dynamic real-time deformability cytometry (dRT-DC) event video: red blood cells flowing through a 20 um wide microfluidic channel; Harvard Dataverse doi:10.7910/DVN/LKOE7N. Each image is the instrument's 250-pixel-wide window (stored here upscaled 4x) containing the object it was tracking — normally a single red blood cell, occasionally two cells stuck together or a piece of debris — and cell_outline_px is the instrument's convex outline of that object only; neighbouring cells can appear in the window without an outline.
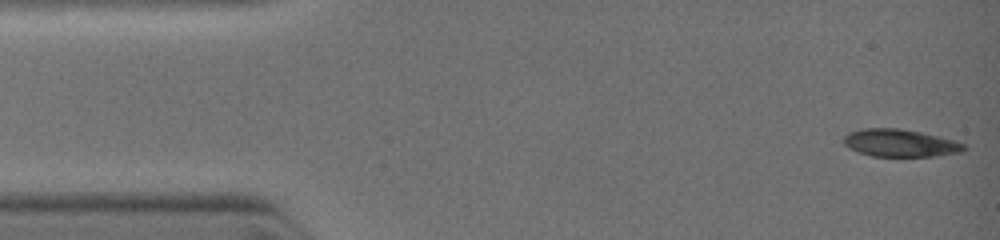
{"species": "common noctule bat (a hibernating species)", "species_latin": "Nyctalus noctula", "temperature_condition": "warm", "stored_images_in_passage": 6, "camera_frame_rate_fps": 3000, "um_per_image_px": 0.085, "animal": {"sex": "female", "body_mass_g": 19.0, "forearm_length_mm": 51.5}, "frame": {"image": 1, "passage_image": 1, "time_ms": 0.0, "image_size_px": [1000, 240], "cell_outline_px": [[968, 148], [960, 152], [936, 156], [872, 156], [848, 148], [844, 144], [844, 136], [848, 132], [864, 128], [900, 128], [920, 132], [952, 140], [964, 144]], "centroid_in_image_um": [76.48, 12.15], "position_along_channel_um": 8.5, "area_um2": 19.13}}
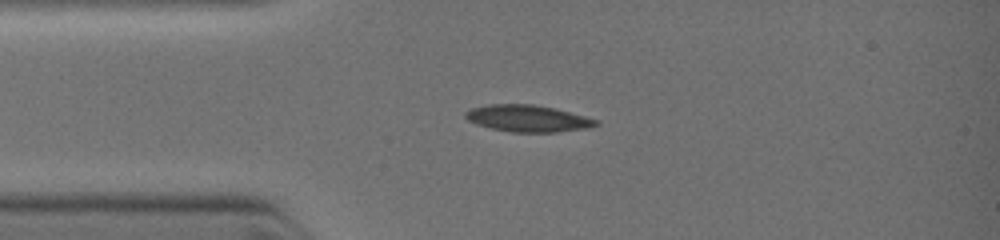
{"frame": {"image": 2, "passage_image": 4, "time_ms": 2.333, "image_size_px": [1000, 240], "cell_outline_px": [[600, 124], [588, 128], [556, 132], [512, 132], [492, 128], [476, 124], [468, 120], [464, 116], [464, 112], [468, 108], [488, 104], [532, 104], [556, 108], [600, 120]], "centroid_in_image_um": [44.86, 10.05], "position_along_channel_um": 40.1, "area_um2": 20.58}}